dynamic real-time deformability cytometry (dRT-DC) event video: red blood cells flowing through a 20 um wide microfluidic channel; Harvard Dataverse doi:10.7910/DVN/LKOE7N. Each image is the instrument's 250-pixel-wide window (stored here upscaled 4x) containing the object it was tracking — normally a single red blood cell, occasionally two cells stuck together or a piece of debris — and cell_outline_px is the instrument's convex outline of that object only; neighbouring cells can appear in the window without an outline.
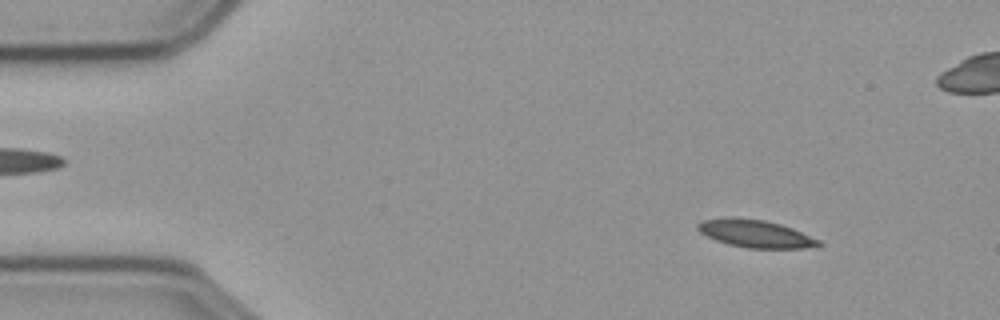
{"species": "common noctule bat (a hibernating species)", "species_latin": "Nyctalus noctula", "temperature_condition": "cold", "stored_images_in_passage": 57, "camera_frame_rate_fps": 3000, "um_per_image_px": 0.085, "animal": {"sex": "male", "body_mass_g": 23.1, "forearm_length_mm": 52.7}, "frame": {"image": 1, "passage_image": 6, "time_ms": 1.667, "image_size_px": [1000, 320], "cell_outline_px": [[824, 244], [804, 248], [748, 248], [728, 244], [716, 240], [700, 232], [696, 228], [696, 224], [704, 220], [732, 216], [736, 216], [764, 220], [780, 224], [792, 228], [820, 240]], "centroid_in_image_um": [64.19, 19.85], "position_along_channel_um": 20.8, "area_um2": 19.48}}
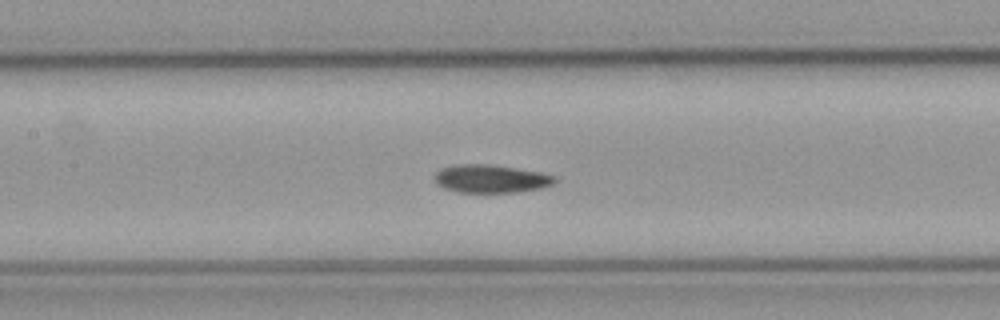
{"frame": {"image": 2, "passage_image": 25, "time_ms": 8.0, "image_size_px": [1000, 320], "cell_outline_px": [[556, 180], [552, 184], [540, 188], [520, 192], [456, 192], [444, 188], [436, 184], [432, 176], [440, 168], [452, 164], [488, 164], [516, 168], [540, 172], [552, 176]], "centroid_in_image_um": [41.63, 15.19], "position_along_channel_um": 165.8, "area_um2": 19.77}}
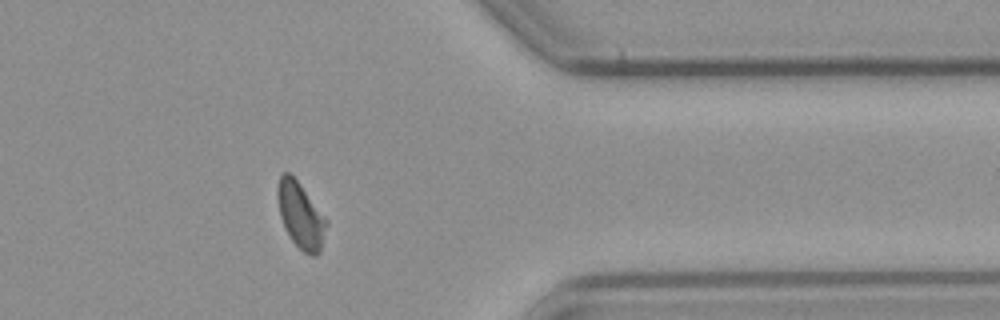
{"frame": {"image": 3, "passage_image": 45, "time_ms": 14.667, "image_size_px": [1000, 320], "cell_outline_px": [[328, 224], [320, 252], [316, 256], [312, 256], [304, 252], [292, 240], [284, 228], [280, 216], [276, 196], [276, 188], [280, 176], [284, 172], [288, 172], [300, 184], [328, 220]], "centroid_in_image_um": [25.55, 18.31], "position_along_channel_um": 385.8, "area_um2": 18.84}, "authors_computed_cell_mechanics": {"area_um2": 19.3052, "velocity_mm_per_s": 3.5675, "shape_relaxation_time_tau1_ms": 5.8332, "shape_relaxation_time_tau2_ms": 3.3921, "deformation_change_tau1": 0.1464, "deformation_change_tau2": 0.0729}}